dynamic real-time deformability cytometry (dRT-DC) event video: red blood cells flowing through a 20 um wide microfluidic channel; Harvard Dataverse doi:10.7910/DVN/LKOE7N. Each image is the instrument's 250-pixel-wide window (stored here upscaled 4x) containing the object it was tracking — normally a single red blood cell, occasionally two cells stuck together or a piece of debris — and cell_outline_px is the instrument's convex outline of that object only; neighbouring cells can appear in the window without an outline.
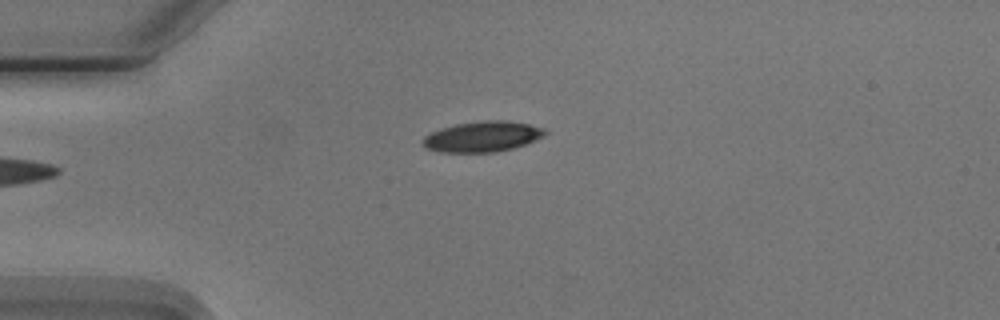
{"species": "Egyptian fruit bat (a non-hibernating species)", "species_latin": "Rousettus aegyptiacus", "temperature_condition": "cold", "stored_images_in_passage": 1, "camera_frame_rate_fps": 3000, "um_per_image_px": 0.085, "animal": {"sex": "male"}, "frame": {"image": 1, "passage_image": 1, "time_ms": 0.0, "image_size_px": [1000, 320], "cell_outline_px": [[548, 132], [544, 136], [536, 140], [512, 148], [496, 152], [440, 152], [424, 148], [420, 144], [420, 140], [424, 136], [432, 132], [456, 124], [484, 120], [504, 120], [528, 124], [544, 128]], "centroid_in_image_um": [40.98, 11.62], "position_along_channel_um": 44.0, "area_um2": 21.79}}